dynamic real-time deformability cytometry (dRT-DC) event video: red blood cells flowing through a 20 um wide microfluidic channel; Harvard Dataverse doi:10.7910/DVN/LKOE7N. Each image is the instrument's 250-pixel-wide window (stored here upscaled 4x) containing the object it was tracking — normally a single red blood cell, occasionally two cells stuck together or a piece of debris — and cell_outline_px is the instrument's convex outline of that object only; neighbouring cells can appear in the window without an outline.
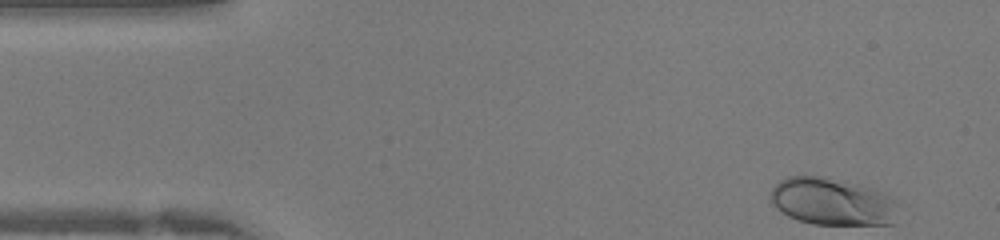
{"species": "human", "species_latin": "Homo sapiens", "temperature_condition": "warm", "stored_images_in_passage": 40, "camera_frame_rate_fps": 3000, "um_per_image_px": 0.085, "donor": {"sex": "female"}, "frame": {"image": 1, "passage_image": 1, "time_ms": 0.0, "image_size_px": [1000, 240], "cell_outline_px": [[900, 200], [892, 224], [812, 224], [788, 216], [780, 212], [772, 204], [768, 196], [772, 188], [780, 180], [788, 176], [828, 176], [860, 184], [872, 188]], "centroid_in_image_um": [70.74, 17.12], "position_along_channel_um": 14.3, "area_um2": 35.72}}
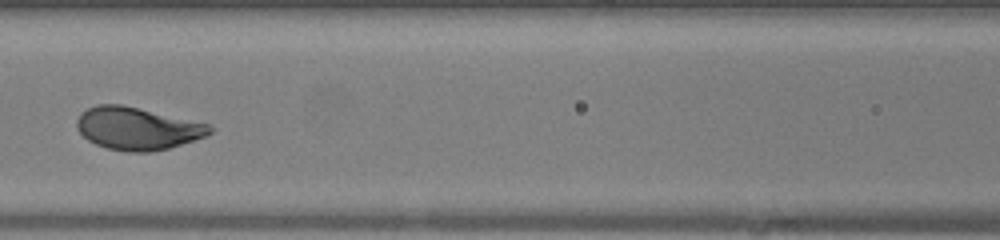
{"frame": {"image": 2, "passage_image": 16, "time_ms": 5.0, "image_size_px": [1000, 240], "cell_outline_px": [[216, 128], [208, 136], [168, 148], [152, 152], [128, 152], [108, 148], [96, 144], [88, 140], [76, 128], [76, 120], [80, 112], [96, 104], [120, 104], [208, 124]], "centroid_in_image_um": [11.66, 10.92], "position_along_channel_um": 154.9, "area_um2": 32.89}}
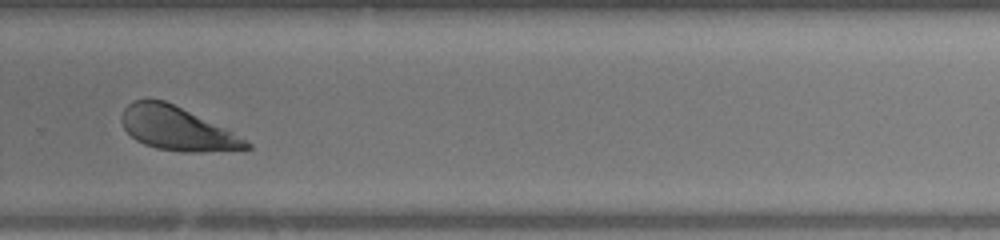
{"frame": {"image": 3, "passage_image": 26, "time_ms": 8.333, "image_size_px": [1000, 240], "cell_outline_px": [[252, 148], [244, 152], [180, 152], [156, 148], [144, 144], [136, 140], [124, 128], [120, 120], [120, 116], [124, 108], [128, 104], [136, 100], [164, 100], [232, 132], [252, 144]], "centroid_in_image_um": [15.09, 10.98], "position_along_channel_um": 314.7, "area_um2": 31.67}}